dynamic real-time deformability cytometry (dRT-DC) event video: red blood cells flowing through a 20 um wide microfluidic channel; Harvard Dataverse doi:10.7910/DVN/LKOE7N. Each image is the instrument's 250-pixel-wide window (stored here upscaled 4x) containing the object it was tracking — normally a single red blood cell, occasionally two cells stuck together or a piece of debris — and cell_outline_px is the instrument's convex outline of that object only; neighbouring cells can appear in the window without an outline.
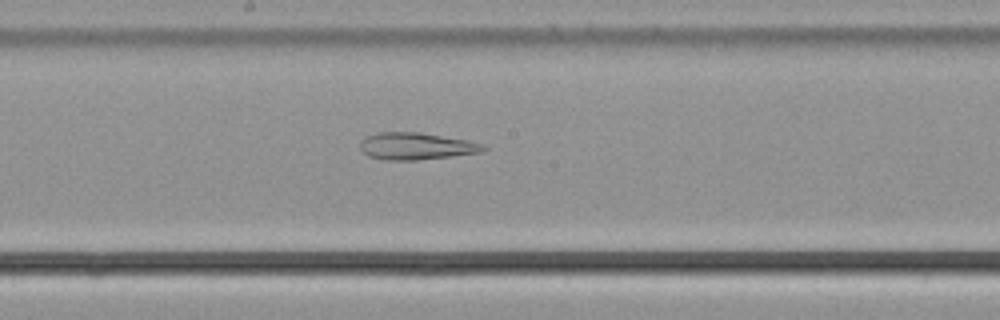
{"species": "common noctule bat (a hibernating species)", "species_latin": "Nyctalus noctula", "temperature_condition": "cold", "stored_images_in_passage": 42, "camera_frame_rate_fps": 3000, "um_per_image_px": 0.085, "animal": {"sex": "male", "body_mass_g": 21.5, "forearm_length_mm": 52.0}, "frame": {"image": 1, "passage_image": 18, "time_ms": 5.667, "image_size_px": [1000, 320], "cell_outline_px": [[488, 148], [484, 152], [452, 156], [416, 160], [384, 160], [368, 156], [360, 148], [360, 140], [364, 136], [376, 132], [420, 132], [468, 140], [484, 144]], "centroid_in_image_um": [35.37, 12.42], "position_along_channel_um": 212.8, "area_um2": 19.71}}
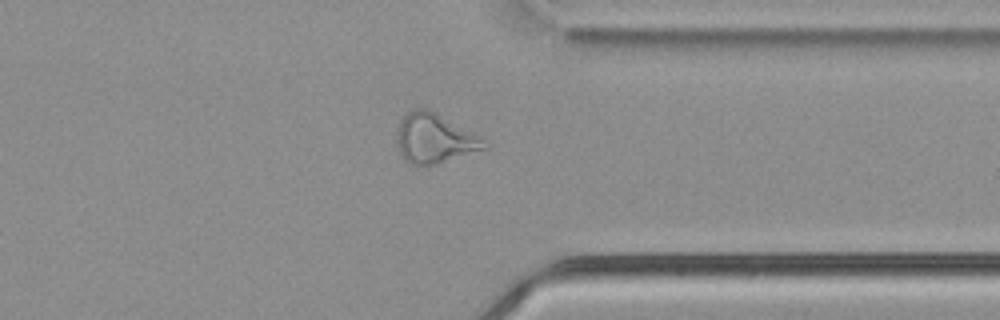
{"frame": {"image": 2, "passage_image": 31, "time_ms": 10.0, "image_size_px": [1000, 320], "cell_outline_px": [[488, 148], [436, 164], [416, 168], [408, 164], [404, 160], [400, 152], [396, 140], [400, 120], [412, 108], [428, 108], [480, 140]], "centroid_in_image_um": [36.79, 11.82], "position_along_channel_um": 374.6, "area_um2": 24.57}}
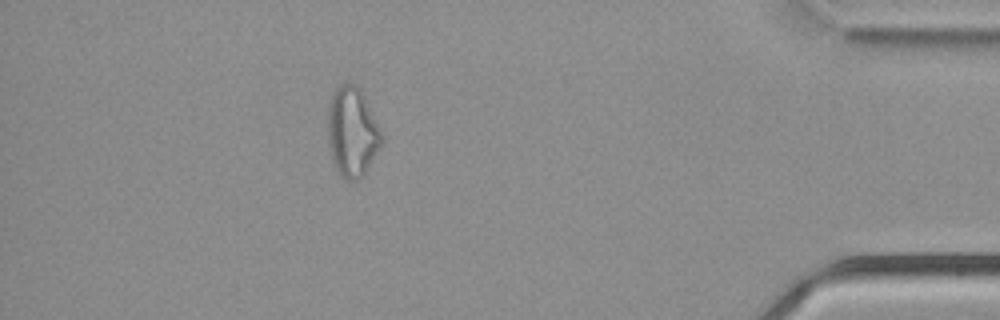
{"frame": {"image": 3, "passage_image": 37, "time_ms": 12.0, "image_size_px": [1000, 320], "cell_outline_px": [[384, 140], [364, 172], [356, 180], [348, 180], [336, 168], [332, 160], [328, 140], [328, 100], [332, 92], [340, 84], [356, 84], [360, 88], [384, 136]], "centroid_in_image_um": [29.92, 11.15], "position_along_channel_um": 405.3, "area_um2": 27.8}}